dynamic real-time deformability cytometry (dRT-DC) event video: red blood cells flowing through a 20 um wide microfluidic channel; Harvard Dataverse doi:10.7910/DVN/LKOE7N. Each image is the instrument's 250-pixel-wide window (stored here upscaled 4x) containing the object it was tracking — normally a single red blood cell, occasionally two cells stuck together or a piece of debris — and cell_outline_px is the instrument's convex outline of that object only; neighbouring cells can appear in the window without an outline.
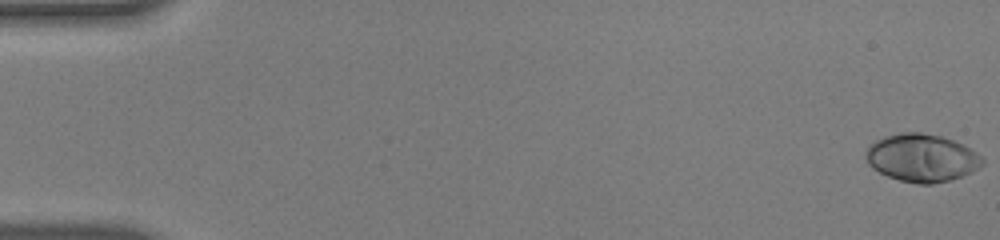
{"species": "human", "species_latin": "Homo sapiens", "temperature_condition": "warm", "stored_images_in_passage": 54, "camera_frame_rate_fps": 3000, "um_per_image_px": 0.085, "donor": {"sex": "male"}, "frame": {"image": 1, "passage_image": 1, "time_ms": 0.0, "image_size_px": [1000, 240], "cell_outline_px": [[984, 164], [980, 168], [972, 172], [948, 180], [932, 184], [916, 184], [900, 180], [888, 176], [872, 168], [868, 164], [864, 156], [864, 152], [876, 140], [884, 136], [904, 132], [920, 132], [940, 136], [952, 140], [976, 152], [984, 160]], "centroid_in_image_um": [78.33, 13.42], "position_along_channel_um": 6.7, "area_um2": 32.31}}
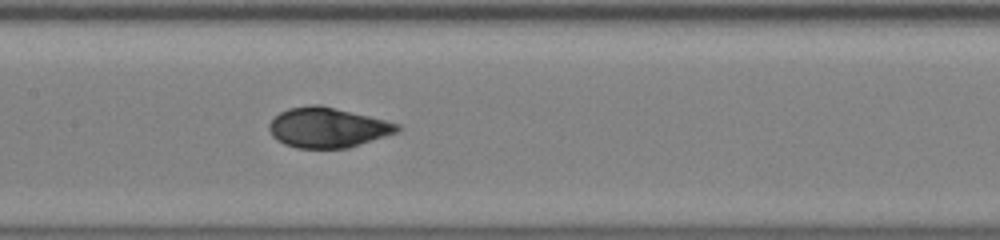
{"frame": {"image": 2, "passage_image": 28, "time_ms": 9.0, "image_size_px": [1000, 240], "cell_outline_px": [[400, 132], [348, 148], [296, 148], [284, 144], [276, 140], [272, 136], [268, 128], [268, 124], [280, 112], [288, 108], [308, 104], [320, 104], [400, 124]], "centroid_in_image_um": [27.83, 10.84], "position_along_channel_um": 179.6, "area_um2": 30.06}}
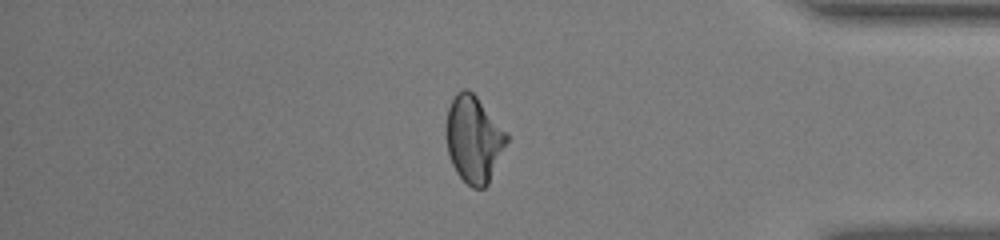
{"frame": {"image": 3, "passage_image": 47, "time_ms": 15.333, "image_size_px": [1000, 240], "cell_outline_px": [[508, 140], [488, 184], [484, 188], [472, 188], [456, 172], [452, 164], [448, 152], [448, 108], [456, 92], [464, 88], [468, 88], [476, 96], [508, 132]], "centroid_in_image_um": [40.3, 11.82], "position_along_channel_um": 394.9, "area_um2": 30.11}}